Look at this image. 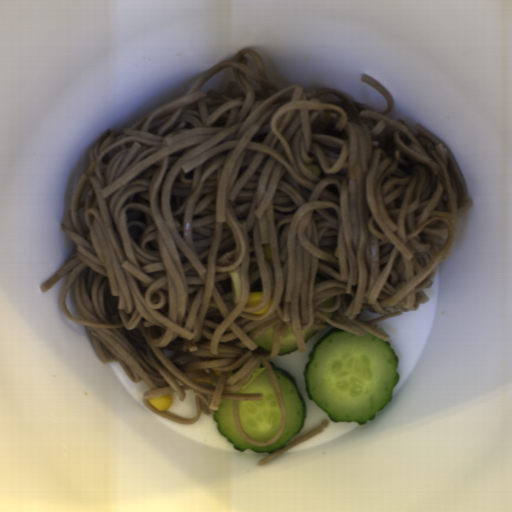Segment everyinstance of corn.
I'll list each match as a JSON object with an SVG mask.
<instances>
[{"mask_svg":"<svg viewBox=\"0 0 512 512\" xmlns=\"http://www.w3.org/2000/svg\"><path fill=\"white\" fill-rule=\"evenodd\" d=\"M173 402L172 397L168 395H159L150 398L149 404H151L158 411H168Z\"/></svg>","mask_w":512,"mask_h":512,"instance_id":"51d56268","label":"corn"},{"mask_svg":"<svg viewBox=\"0 0 512 512\" xmlns=\"http://www.w3.org/2000/svg\"><path fill=\"white\" fill-rule=\"evenodd\" d=\"M261 304H264V293L251 292L249 299L244 308H254Z\"/></svg>","mask_w":512,"mask_h":512,"instance_id":"f1292c28","label":"corn"},{"mask_svg":"<svg viewBox=\"0 0 512 512\" xmlns=\"http://www.w3.org/2000/svg\"><path fill=\"white\" fill-rule=\"evenodd\" d=\"M272 300H273V298L271 296L270 299L268 300L266 306L260 312H249V313H252L254 315H264V314H266L268 308L271 306Z\"/></svg>","mask_w":512,"mask_h":512,"instance_id":"5cfa1b94","label":"corn"},{"mask_svg":"<svg viewBox=\"0 0 512 512\" xmlns=\"http://www.w3.org/2000/svg\"><path fill=\"white\" fill-rule=\"evenodd\" d=\"M264 253H265L266 257L268 258V260L270 261L272 253H271L269 244L264 243Z\"/></svg>","mask_w":512,"mask_h":512,"instance_id":"cfcad685","label":"corn"},{"mask_svg":"<svg viewBox=\"0 0 512 512\" xmlns=\"http://www.w3.org/2000/svg\"><path fill=\"white\" fill-rule=\"evenodd\" d=\"M213 373L216 374L217 376L218 375H224V372L218 370V369H212Z\"/></svg>","mask_w":512,"mask_h":512,"instance_id":"2b8c4276","label":"corn"}]
</instances>
